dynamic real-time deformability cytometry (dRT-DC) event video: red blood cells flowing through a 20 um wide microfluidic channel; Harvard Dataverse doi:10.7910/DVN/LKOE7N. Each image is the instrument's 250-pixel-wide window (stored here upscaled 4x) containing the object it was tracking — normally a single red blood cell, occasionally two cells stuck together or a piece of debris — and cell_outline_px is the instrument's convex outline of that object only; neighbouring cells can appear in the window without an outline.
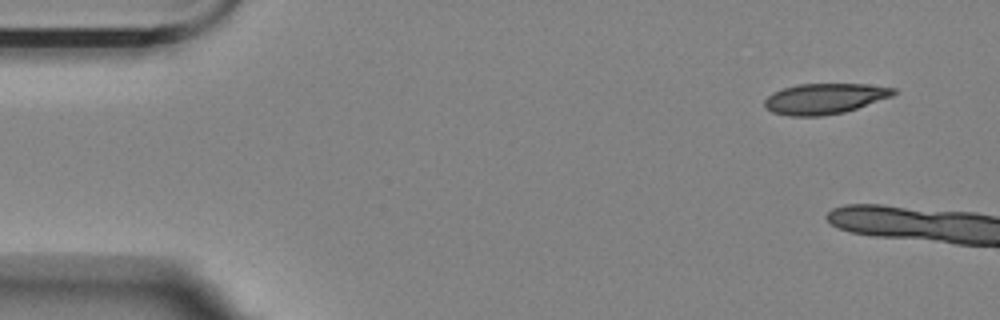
{"species": "Egyptian fruit bat (a non-hibernating species)", "species_latin": "Rousettus aegyptiacus", "temperature_condition": "room temperature", "stored_images_in_passage": 2, "camera_frame_rate_fps": 3000, "um_per_image_px": 0.085, "animal": {"sex": "female"}, "frame": {"image": 1, "passage_image": 1, "time_ms": 0.0, "image_size_px": [1000, 320], "cell_outline_px": [[896, 92], [892, 96], [844, 112], [824, 116], [788, 116], [772, 112], [764, 108], [764, 100], [772, 92], [784, 88], [800, 84], [864, 84], [896, 88]], "centroid_in_image_um": [70.05, 8.39], "position_along_channel_um": 14.9, "area_um2": 22.95}}